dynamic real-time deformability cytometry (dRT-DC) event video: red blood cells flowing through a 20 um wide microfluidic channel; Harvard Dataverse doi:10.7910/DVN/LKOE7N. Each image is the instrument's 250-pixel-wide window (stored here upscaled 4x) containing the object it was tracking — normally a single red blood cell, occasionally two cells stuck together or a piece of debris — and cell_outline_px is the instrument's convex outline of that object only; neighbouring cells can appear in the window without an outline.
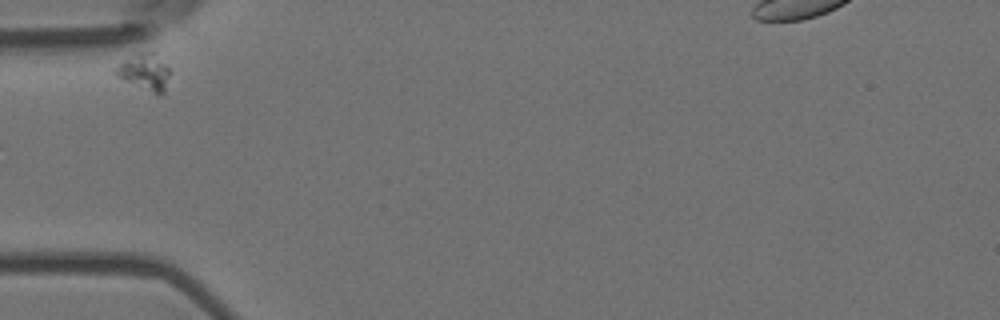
{"species": "Egyptian fruit bat (a non-hibernating species)", "species_latin": "Rousettus aegyptiacus", "temperature_condition": "room temperature", "stored_images_in_passage": 3, "camera_frame_rate_fps": 3000, "um_per_image_px": 0.085, "animal": {"sex": "female"}, "frame": {"image": 1, "passage_image": 1, "time_ms": 0.0, "image_size_px": [1000, 320], "cell_outline_px": [[168, 76], [164, 92], [156, 96], [112, 72], [124, 60], [136, 52], [152, 52], [168, 68]], "centroid_in_image_um": [12.29, 6.13], "position_along_channel_um": 72.7, "area_um2": 11.04}}
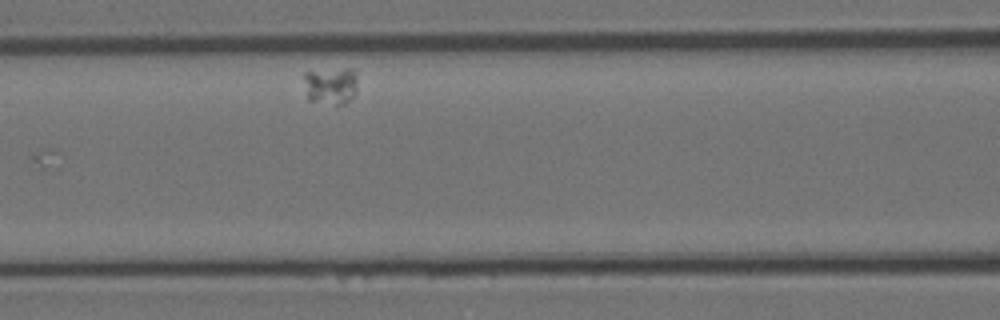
{"frame": {"image": 2, "passage_image": 3, "time_ms": 0.667, "image_size_px": [1000, 320], "cell_outline_px": [[356, 92], [344, 104], [336, 104], [308, 100], [304, 76], [304, 72], [344, 68], [356, 68]], "centroid_in_image_um": [28.14, 7.25], "position_along_channel_um": 138.5, "area_um2": 11.56}}